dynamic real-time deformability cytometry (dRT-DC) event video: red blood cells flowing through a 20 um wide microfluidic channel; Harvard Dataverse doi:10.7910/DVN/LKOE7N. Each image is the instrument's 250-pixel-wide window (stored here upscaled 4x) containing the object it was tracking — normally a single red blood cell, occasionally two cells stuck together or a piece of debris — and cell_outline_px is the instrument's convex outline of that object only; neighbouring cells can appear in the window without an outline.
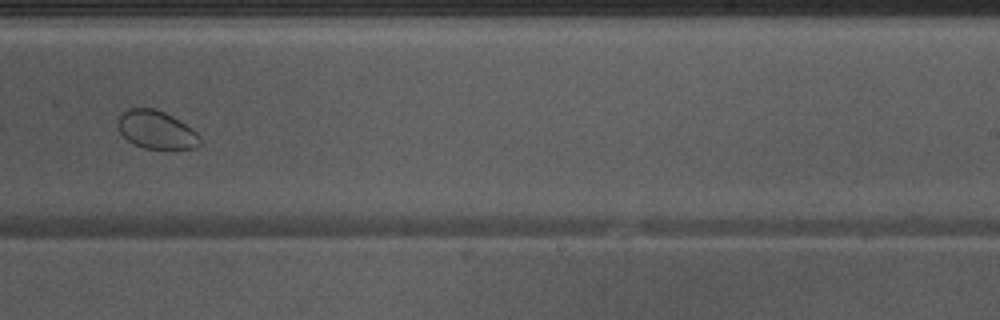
{"species": "Egyptian fruit bat (a non-hibernating species)", "species_latin": "Rousettus aegyptiacus", "temperature_condition": "warm", "stored_images_in_passage": 42, "camera_frame_rate_fps": 3000, "um_per_image_px": 0.085, "animal": {"sex": "male"}, "frame": {"image": 1, "passage_image": 24, "time_ms": 7.667, "image_size_px": [1000, 320], "cell_outline_px": [[200, 144], [196, 148], [144, 148], [128, 140], [120, 132], [116, 124], [116, 120], [120, 112], [128, 108], [152, 108], [164, 112], [172, 116], [192, 128], [200, 136]], "centroid_in_image_um": [13.25, 11.01], "position_along_channel_um": 275.8, "area_um2": 18.21}, "authors_computed_cell_mechanics": {"area_um2": 25.6343, "velocity_mm_per_s": 3.9496, "shape_relaxation_time_tau1_ms": null, "shape_relaxation_time_tau2_ms": 8.8529, "deformation_change_tau1": null, "deformation_change_tau2": 0.0595}}